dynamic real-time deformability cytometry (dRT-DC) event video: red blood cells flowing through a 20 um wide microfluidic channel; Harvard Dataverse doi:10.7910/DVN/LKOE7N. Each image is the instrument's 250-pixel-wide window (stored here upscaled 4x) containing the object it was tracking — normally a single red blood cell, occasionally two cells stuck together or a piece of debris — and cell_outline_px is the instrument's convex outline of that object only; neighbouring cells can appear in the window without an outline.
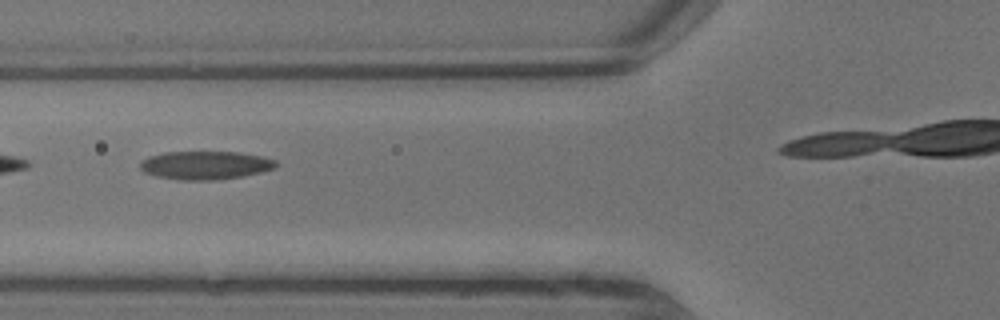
{"species": "common noctule bat (a hibernating species)", "species_latin": "Nyctalus noctula", "temperature_condition": "warm", "stored_images_in_passage": 8, "camera_frame_rate_fps": 3000, "um_per_image_px": 0.085, "animal": {"sex": "male", "body_mass_g": 13.3}, "frame": {"image": 1, "passage_image": 5, "time_ms": 1.333, "image_size_px": [1000, 320], "cell_outline_px": [[280, 164], [276, 168], [260, 172], [240, 176], [216, 180], [180, 180], [156, 176], [144, 172], [140, 168], [140, 164], [144, 160], [152, 156], [164, 152], [236, 152], [260, 156], [276, 160]], "centroid_in_image_um": [17.48, 14.05], "position_along_channel_um": 108.3, "area_um2": 22.25}}
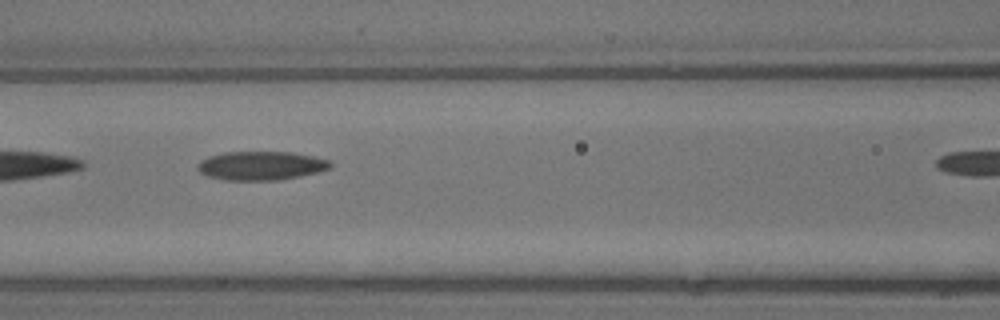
{"frame": {"image": 2, "passage_image": 6, "time_ms": 1.667, "image_size_px": [1000, 320], "cell_outline_px": [[332, 168], [320, 172], [280, 180], [224, 180], [208, 176], [200, 172], [196, 168], [200, 160], [208, 156], [224, 152], [292, 152], [312, 156], [328, 160], [332, 164]], "centroid_in_image_um": [22.19, 14.08], "position_along_channel_um": 144.4, "area_um2": 22.43}}